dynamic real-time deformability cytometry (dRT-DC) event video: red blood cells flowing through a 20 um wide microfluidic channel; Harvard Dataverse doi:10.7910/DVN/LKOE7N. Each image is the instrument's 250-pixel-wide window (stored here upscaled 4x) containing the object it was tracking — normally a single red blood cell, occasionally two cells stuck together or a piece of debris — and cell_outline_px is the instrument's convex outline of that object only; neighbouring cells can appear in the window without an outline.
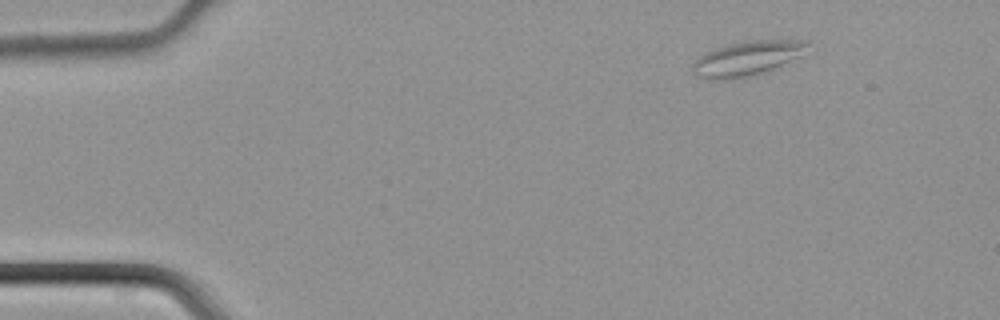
{"species": "common noctule bat (a hibernating species)", "species_latin": "Nyctalus noctula", "temperature_condition": "cold", "stored_images_in_passage": 40, "camera_frame_rate_fps": 3000, "um_per_image_px": 0.085, "animal": {"sex": "male", "body_mass_g": 21.5, "forearm_length_mm": 52.0}, "frame": {"image": 1, "passage_image": 1, "time_ms": 0.0, "image_size_px": [1000, 320], "cell_outline_px": [[808, 44], [800, 56], [772, 68], [760, 72], [744, 76], [716, 80], [696, 76], [692, 72], [692, 64], [704, 52], [728, 44], [752, 40], [808, 40]], "centroid_in_image_um": [63.45, 4.94], "position_along_channel_um": 21.6, "area_um2": 22.43}}
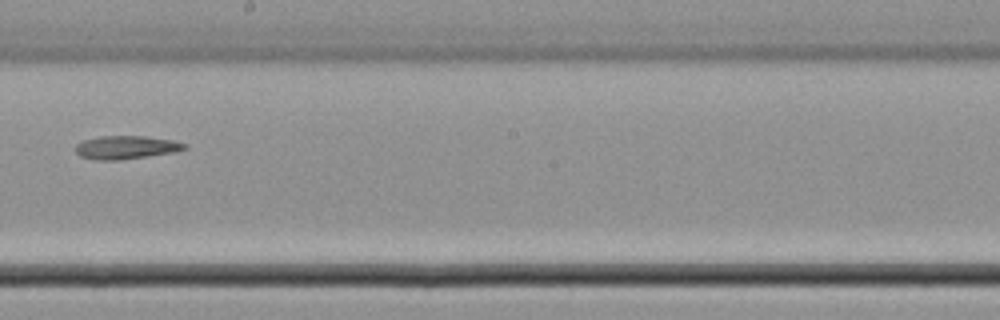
{"frame": {"image": 2, "passage_image": 21, "time_ms": 6.667, "image_size_px": [1000, 320], "cell_outline_px": [[188, 148], [176, 152], [120, 160], [96, 160], [80, 156], [76, 152], [76, 144], [84, 140], [100, 136], [144, 136], [172, 140], [188, 144]], "centroid_in_image_um": [10.75, 12.53], "position_along_channel_um": 237.5, "area_um2": 14.85}}
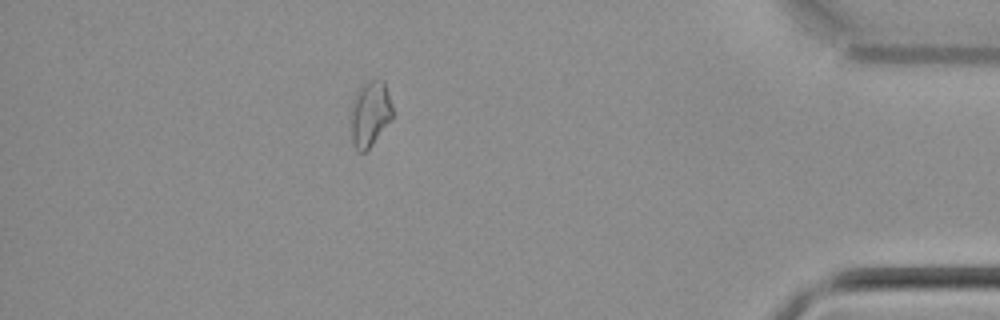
{"frame": {"image": 3, "passage_image": 35, "time_ms": 11.333, "image_size_px": [1000, 320], "cell_outline_px": [[392, 120], [372, 144], [364, 152], [360, 152], [356, 148], [352, 140], [352, 100], [360, 84], [368, 80], [384, 80], [392, 104]], "centroid_in_image_um": [31.47, 9.62], "position_along_channel_um": 403.7, "area_um2": 15.9}}